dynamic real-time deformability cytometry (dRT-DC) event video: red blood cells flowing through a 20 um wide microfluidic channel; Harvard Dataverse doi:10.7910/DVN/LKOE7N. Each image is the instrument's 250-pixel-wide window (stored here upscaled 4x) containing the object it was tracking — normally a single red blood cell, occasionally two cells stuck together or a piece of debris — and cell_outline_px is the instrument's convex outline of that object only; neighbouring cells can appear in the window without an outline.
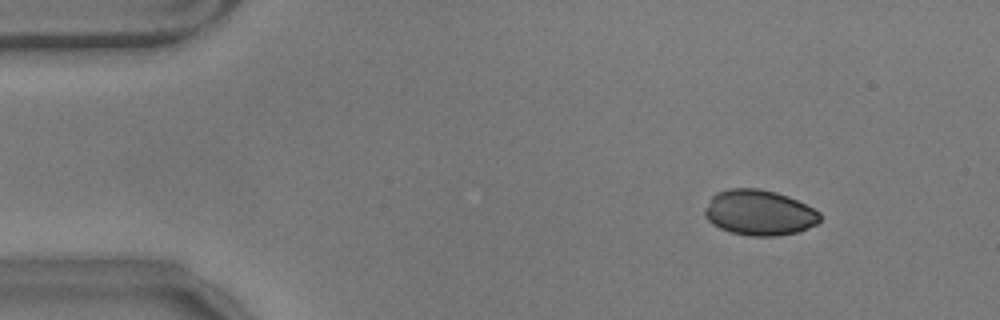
{"species": "common noctule bat (a hibernating species)", "species_latin": "Nyctalus noctula", "temperature_condition": "warm", "stored_images_in_passage": 56, "camera_frame_rate_fps": 3000, "um_per_image_px": 0.085, "animal": {"sex": "male", "body_mass_g": 17.9}, "frame": {"image": 1, "passage_image": 6, "time_ms": 1.667, "image_size_px": [1000, 320], "cell_outline_px": [[820, 220], [816, 224], [800, 232], [776, 236], [752, 236], [732, 232], [720, 228], [712, 224], [704, 216], [704, 208], [712, 196], [716, 192], [728, 188], [760, 188], [776, 192], [788, 196], [820, 212]], "centroid_in_image_um": [64.51, 18.07], "position_along_channel_um": 20.5, "area_um2": 30.63}}
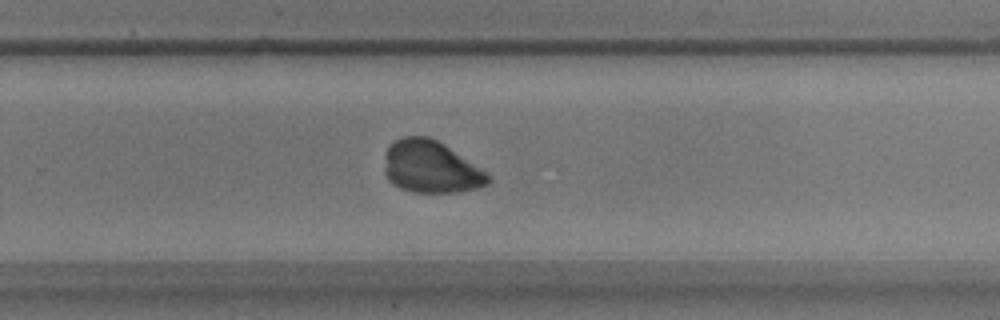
{"frame": {"image": 2, "passage_image": 36, "time_ms": 11.667, "image_size_px": [1000, 320], "cell_outline_px": [[492, 180], [488, 184], [476, 188], [456, 192], [412, 192], [400, 188], [392, 184], [388, 180], [384, 172], [384, 168], [388, 144], [404, 136], [428, 136], [444, 144], [488, 172]], "centroid_in_image_um": [36.62, 14.19], "position_along_channel_um": 293.2, "area_um2": 31.67}}